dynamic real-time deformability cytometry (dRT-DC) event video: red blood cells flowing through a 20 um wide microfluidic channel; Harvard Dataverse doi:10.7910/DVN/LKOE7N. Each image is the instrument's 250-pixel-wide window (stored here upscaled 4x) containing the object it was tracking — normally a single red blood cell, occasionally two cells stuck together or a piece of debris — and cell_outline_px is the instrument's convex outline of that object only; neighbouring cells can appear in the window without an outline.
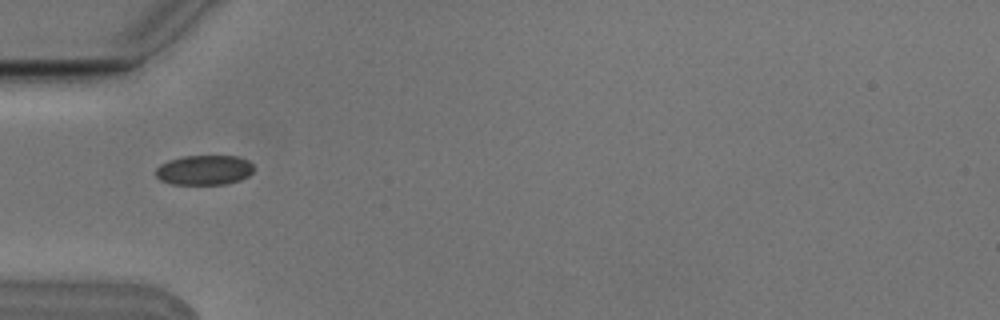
{"species": "Egyptian fruit bat (a non-hibernating species)", "species_latin": "Rousettus aegyptiacus", "temperature_condition": "cold", "stored_images_in_passage": 8, "segment_of_instrument_passage": [2, 2], "camera_frame_rate_fps": 3000, "um_per_image_px": 0.085, "animal": {"sex": "male"}, "frame": {"image": 1, "passage_image": 5, "time_ms": 1.333, "image_size_px": [1000, 320], "cell_outline_px": [[252, 172], [248, 176], [240, 180], [224, 184], [172, 184], [160, 180], [156, 176], [156, 168], [160, 164], [168, 160], [184, 156], [236, 156], [248, 160], [252, 164]], "centroid_in_image_um": [17.34, 14.45], "position_along_channel_um": 67.7, "area_um2": 16.99}}
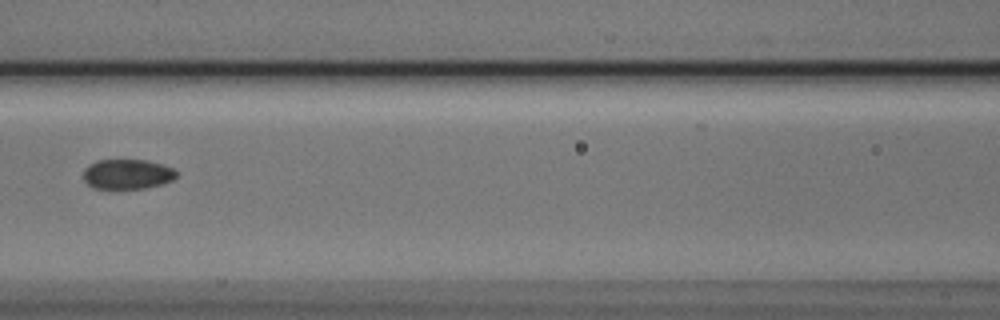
{"frame": {"image": 2, "passage_image": 7, "time_ms": 2.0, "image_size_px": [1000, 320], "cell_outline_px": [[176, 176], [172, 180], [160, 184], [144, 188], [112, 192], [92, 188], [84, 180], [84, 168], [88, 164], [96, 160], [148, 160], [172, 168], [176, 172]], "centroid_in_image_um": [10.74, 14.85], "position_along_channel_um": 155.9, "area_um2": 16.82}}